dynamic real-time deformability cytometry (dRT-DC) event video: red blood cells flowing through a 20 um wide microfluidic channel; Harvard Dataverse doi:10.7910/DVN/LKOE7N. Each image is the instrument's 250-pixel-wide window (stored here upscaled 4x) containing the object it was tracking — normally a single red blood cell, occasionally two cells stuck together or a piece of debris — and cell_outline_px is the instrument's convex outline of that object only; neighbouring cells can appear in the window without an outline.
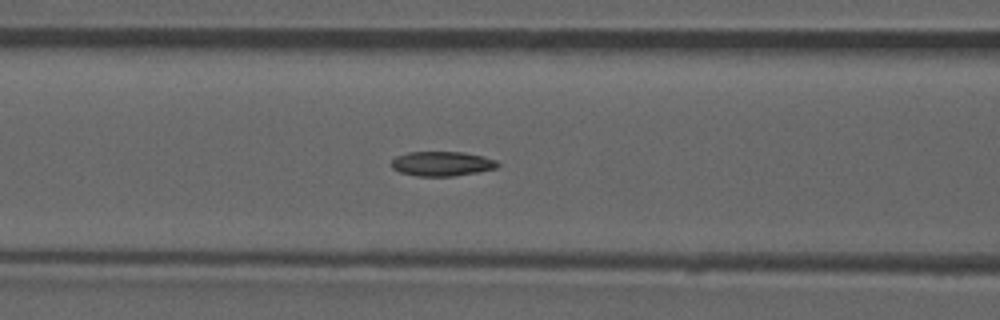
{"species": "common noctule bat (a hibernating species)", "species_latin": "Nyctalus noctula", "temperature_condition": "room temperature", "stored_images_in_passage": 51, "camera_frame_rate_fps": 3000, "um_per_image_px": 0.085, "animal": {"sex": "male", "forearm_length_mm": 52.5}, "frame": {"image": 1, "passage_image": 22, "time_ms": 7.0, "image_size_px": [1000, 320], "cell_outline_px": [[500, 164], [496, 168], [476, 172], [452, 176], [416, 176], [400, 172], [392, 168], [392, 160], [396, 156], [408, 152], [464, 152], [484, 156], [496, 160]], "centroid_in_image_um": [37.56, 13.91], "position_along_channel_um": 129.0, "area_um2": 15.2}}